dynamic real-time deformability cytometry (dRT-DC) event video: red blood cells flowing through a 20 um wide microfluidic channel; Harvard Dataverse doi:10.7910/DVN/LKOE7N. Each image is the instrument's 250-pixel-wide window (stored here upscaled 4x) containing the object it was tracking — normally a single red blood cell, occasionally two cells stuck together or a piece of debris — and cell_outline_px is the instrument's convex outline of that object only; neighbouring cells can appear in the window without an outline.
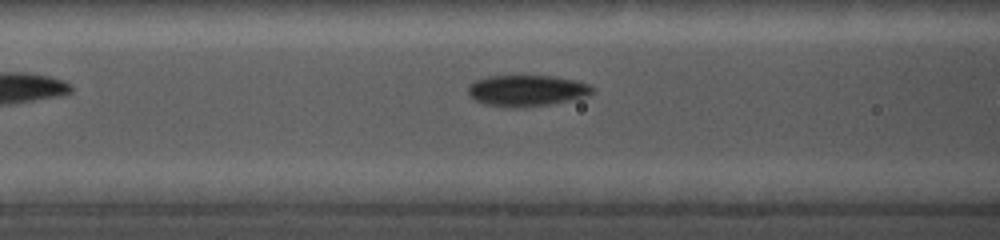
{"species": "common noctule bat (a hibernating species)", "species_latin": "Nyctalus noctula", "temperature_condition": "cold", "stored_images_in_passage": 8, "camera_frame_rate_fps": 5000, "um_per_image_px": 0.085, "animal": {"sex": "female", "body_mass_g": 19.0, "forearm_length_mm": 56.7}, "frame": {"image": 1, "passage_image": 7, "time_ms": 1.8, "image_size_px": [1000, 240], "cell_outline_px": [[592, 92], [588, 96], [548, 104], [524, 108], [504, 108], [484, 104], [468, 96], [468, 84], [476, 80], [488, 76], [552, 76], [576, 80], [592, 84]], "centroid_in_image_um": [44.74, 7.71], "position_along_channel_um": 121.9, "area_um2": 22.83}}